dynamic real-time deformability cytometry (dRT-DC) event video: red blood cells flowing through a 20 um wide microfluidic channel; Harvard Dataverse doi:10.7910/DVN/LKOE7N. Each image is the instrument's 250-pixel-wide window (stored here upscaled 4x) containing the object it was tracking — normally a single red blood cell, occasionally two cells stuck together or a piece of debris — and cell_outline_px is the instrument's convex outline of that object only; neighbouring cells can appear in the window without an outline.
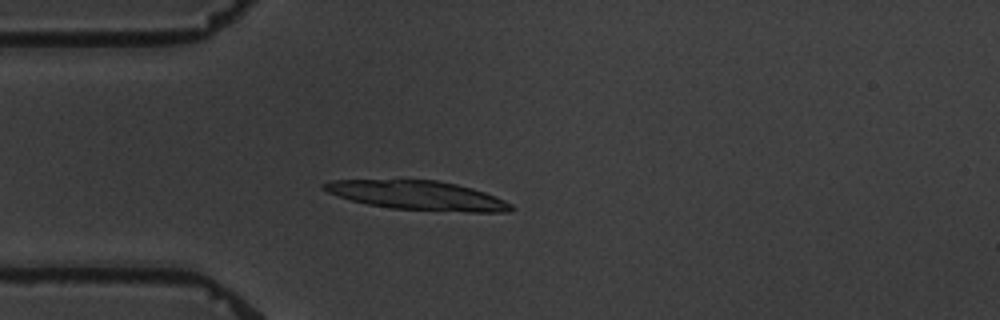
{"species": "common noctule bat (a hibernating species)", "species_latin": "Nyctalus noctula", "temperature_condition": "warm", "stored_images_in_passage": 5, "camera_frame_rate_fps": 3000, "um_per_image_px": 0.085, "animal": {"sex": "male", "body_mass_g": 19.5, "forearm_length_mm": 54.6}, "frame": {"image": 1, "passage_image": 4, "time_ms": 5.0, "image_size_px": [1000, 320], "cell_outline_px": [[516, 208], [508, 212], [468, 212], [392, 208], [368, 204], [352, 200], [328, 192], [320, 188], [320, 184], [332, 180], [436, 180], [456, 184], [472, 188], [484, 192], [504, 200], [512, 204]], "centroid_in_image_um": [35.52, 16.61], "position_along_channel_um": 49.5, "area_um2": 31.5}}